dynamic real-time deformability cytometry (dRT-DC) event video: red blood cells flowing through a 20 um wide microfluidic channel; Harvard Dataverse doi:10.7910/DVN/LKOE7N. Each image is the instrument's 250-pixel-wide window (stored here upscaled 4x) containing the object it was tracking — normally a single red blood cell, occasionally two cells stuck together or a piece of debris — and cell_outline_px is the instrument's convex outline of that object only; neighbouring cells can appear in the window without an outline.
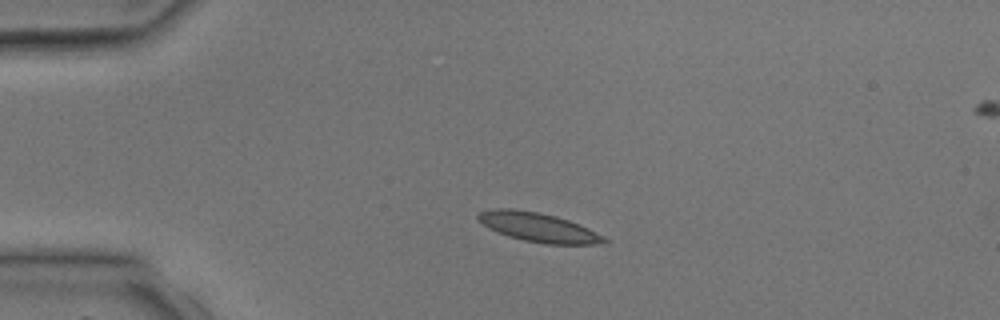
{"species": "common noctule bat (a hibernating species)", "species_latin": "Nyctalus noctula", "temperature_condition": "room temperature", "stored_images_in_passage": 4, "camera_frame_rate_fps": 3000, "um_per_image_px": 0.085, "animal": {"sex": "male", "body_mass_g": 17.9, "forearm_length_mm": 54.2}, "frame": {"image": 1, "passage_image": 3, "time_ms": 2.333, "image_size_px": [1000, 320], "cell_outline_px": [[608, 240], [592, 244], [544, 244], [524, 240], [508, 236], [488, 228], [476, 220], [476, 216], [480, 212], [496, 208], [512, 208], [536, 212], [556, 216], [580, 224], [604, 236]], "centroid_in_image_um": [45.7, 19.31], "position_along_channel_um": 39.3, "area_um2": 21.27}}